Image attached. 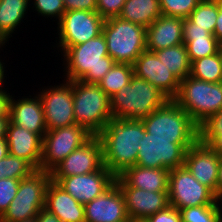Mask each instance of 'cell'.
Returning <instances> with one entry per match:
<instances>
[{
	"instance_id": "1",
	"label": "cell",
	"mask_w": 222,
	"mask_h": 222,
	"mask_svg": "<svg viewBox=\"0 0 222 222\" xmlns=\"http://www.w3.org/2000/svg\"><path fill=\"white\" fill-rule=\"evenodd\" d=\"M145 133L141 120L113 118L97 135L103 147L104 166L115 177L136 165L139 141Z\"/></svg>"
},
{
	"instance_id": "2",
	"label": "cell",
	"mask_w": 222,
	"mask_h": 222,
	"mask_svg": "<svg viewBox=\"0 0 222 222\" xmlns=\"http://www.w3.org/2000/svg\"><path fill=\"white\" fill-rule=\"evenodd\" d=\"M64 56L68 65V81L80 80L98 84L116 63L108 54L107 43L102 33L82 44L68 47Z\"/></svg>"
},
{
	"instance_id": "3",
	"label": "cell",
	"mask_w": 222,
	"mask_h": 222,
	"mask_svg": "<svg viewBox=\"0 0 222 222\" xmlns=\"http://www.w3.org/2000/svg\"><path fill=\"white\" fill-rule=\"evenodd\" d=\"M168 100L157 87L135 74L130 83L110 97L113 118L132 120L146 118Z\"/></svg>"
},
{
	"instance_id": "4",
	"label": "cell",
	"mask_w": 222,
	"mask_h": 222,
	"mask_svg": "<svg viewBox=\"0 0 222 222\" xmlns=\"http://www.w3.org/2000/svg\"><path fill=\"white\" fill-rule=\"evenodd\" d=\"M141 121L153 138L174 139L179 145H193L199 140V126L173 99Z\"/></svg>"
},
{
	"instance_id": "5",
	"label": "cell",
	"mask_w": 222,
	"mask_h": 222,
	"mask_svg": "<svg viewBox=\"0 0 222 222\" xmlns=\"http://www.w3.org/2000/svg\"><path fill=\"white\" fill-rule=\"evenodd\" d=\"M76 124L97 136L113 119L110 97L95 83L71 81Z\"/></svg>"
},
{
	"instance_id": "6",
	"label": "cell",
	"mask_w": 222,
	"mask_h": 222,
	"mask_svg": "<svg viewBox=\"0 0 222 222\" xmlns=\"http://www.w3.org/2000/svg\"><path fill=\"white\" fill-rule=\"evenodd\" d=\"M102 34L108 54L116 63L133 65L146 50V28L120 17L105 19Z\"/></svg>"
},
{
	"instance_id": "7",
	"label": "cell",
	"mask_w": 222,
	"mask_h": 222,
	"mask_svg": "<svg viewBox=\"0 0 222 222\" xmlns=\"http://www.w3.org/2000/svg\"><path fill=\"white\" fill-rule=\"evenodd\" d=\"M173 100L200 126L222 109V82L209 83L187 76Z\"/></svg>"
},
{
	"instance_id": "8",
	"label": "cell",
	"mask_w": 222,
	"mask_h": 222,
	"mask_svg": "<svg viewBox=\"0 0 222 222\" xmlns=\"http://www.w3.org/2000/svg\"><path fill=\"white\" fill-rule=\"evenodd\" d=\"M50 181V172L41 169L21 179L17 194L0 217V222H19L36 217L45 208L46 189Z\"/></svg>"
},
{
	"instance_id": "9",
	"label": "cell",
	"mask_w": 222,
	"mask_h": 222,
	"mask_svg": "<svg viewBox=\"0 0 222 222\" xmlns=\"http://www.w3.org/2000/svg\"><path fill=\"white\" fill-rule=\"evenodd\" d=\"M92 136L78 124L47 130L43 137L40 169L50 172Z\"/></svg>"
},
{
	"instance_id": "10",
	"label": "cell",
	"mask_w": 222,
	"mask_h": 222,
	"mask_svg": "<svg viewBox=\"0 0 222 222\" xmlns=\"http://www.w3.org/2000/svg\"><path fill=\"white\" fill-rule=\"evenodd\" d=\"M168 199L169 205L178 210L219 203L214 193L196 180L185 165L170 170Z\"/></svg>"
},
{
	"instance_id": "11",
	"label": "cell",
	"mask_w": 222,
	"mask_h": 222,
	"mask_svg": "<svg viewBox=\"0 0 222 222\" xmlns=\"http://www.w3.org/2000/svg\"><path fill=\"white\" fill-rule=\"evenodd\" d=\"M139 145L136 165L169 170L184 165L186 152L192 146L179 145L174 143V139L153 138L147 132Z\"/></svg>"
},
{
	"instance_id": "12",
	"label": "cell",
	"mask_w": 222,
	"mask_h": 222,
	"mask_svg": "<svg viewBox=\"0 0 222 222\" xmlns=\"http://www.w3.org/2000/svg\"><path fill=\"white\" fill-rule=\"evenodd\" d=\"M104 22L97 11H65L58 22L59 46L65 51L70 46L96 38L102 33Z\"/></svg>"
},
{
	"instance_id": "13",
	"label": "cell",
	"mask_w": 222,
	"mask_h": 222,
	"mask_svg": "<svg viewBox=\"0 0 222 222\" xmlns=\"http://www.w3.org/2000/svg\"><path fill=\"white\" fill-rule=\"evenodd\" d=\"M104 167L103 147L98 136H92L82 146L71 152L51 171V177H68L93 173Z\"/></svg>"
},
{
	"instance_id": "14",
	"label": "cell",
	"mask_w": 222,
	"mask_h": 222,
	"mask_svg": "<svg viewBox=\"0 0 222 222\" xmlns=\"http://www.w3.org/2000/svg\"><path fill=\"white\" fill-rule=\"evenodd\" d=\"M49 89L38 94L43 105L47 130L76 124L71 81L67 80L65 84Z\"/></svg>"
},
{
	"instance_id": "15",
	"label": "cell",
	"mask_w": 222,
	"mask_h": 222,
	"mask_svg": "<svg viewBox=\"0 0 222 222\" xmlns=\"http://www.w3.org/2000/svg\"><path fill=\"white\" fill-rule=\"evenodd\" d=\"M80 204H87L104 193L114 182L115 176L104 166L93 173L68 177H51Z\"/></svg>"
},
{
	"instance_id": "16",
	"label": "cell",
	"mask_w": 222,
	"mask_h": 222,
	"mask_svg": "<svg viewBox=\"0 0 222 222\" xmlns=\"http://www.w3.org/2000/svg\"><path fill=\"white\" fill-rule=\"evenodd\" d=\"M115 182L123 193L128 217L134 222H143L151 215L169 206L168 192H151L129 187L119 176Z\"/></svg>"
},
{
	"instance_id": "17",
	"label": "cell",
	"mask_w": 222,
	"mask_h": 222,
	"mask_svg": "<svg viewBox=\"0 0 222 222\" xmlns=\"http://www.w3.org/2000/svg\"><path fill=\"white\" fill-rule=\"evenodd\" d=\"M134 74L143 78L162 91L169 99H173L178 91L180 81L162 63L157 54L145 50L133 64Z\"/></svg>"
},
{
	"instance_id": "18",
	"label": "cell",
	"mask_w": 222,
	"mask_h": 222,
	"mask_svg": "<svg viewBox=\"0 0 222 222\" xmlns=\"http://www.w3.org/2000/svg\"><path fill=\"white\" fill-rule=\"evenodd\" d=\"M85 222H127L125 199L114 182L104 193L84 205Z\"/></svg>"
},
{
	"instance_id": "19",
	"label": "cell",
	"mask_w": 222,
	"mask_h": 222,
	"mask_svg": "<svg viewBox=\"0 0 222 222\" xmlns=\"http://www.w3.org/2000/svg\"><path fill=\"white\" fill-rule=\"evenodd\" d=\"M220 157L200 140L186 152L184 165L193 177L208 187L216 197Z\"/></svg>"
},
{
	"instance_id": "20",
	"label": "cell",
	"mask_w": 222,
	"mask_h": 222,
	"mask_svg": "<svg viewBox=\"0 0 222 222\" xmlns=\"http://www.w3.org/2000/svg\"><path fill=\"white\" fill-rule=\"evenodd\" d=\"M6 140L11 155L25 159L35 169H40L43 139L38 134L9 121Z\"/></svg>"
},
{
	"instance_id": "21",
	"label": "cell",
	"mask_w": 222,
	"mask_h": 222,
	"mask_svg": "<svg viewBox=\"0 0 222 222\" xmlns=\"http://www.w3.org/2000/svg\"><path fill=\"white\" fill-rule=\"evenodd\" d=\"M184 19L161 15L146 28V50L158 51L182 44Z\"/></svg>"
},
{
	"instance_id": "22",
	"label": "cell",
	"mask_w": 222,
	"mask_h": 222,
	"mask_svg": "<svg viewBox=\"0 0 222 222\" xmlns=\"http://www.w3.org/2000/svg\"><path fill=\"white\" fill-rule=\"evenodd\" d=\"M9 121L38 134L42 139L47 132L44 110L39 95L35 99L24 98L15 101L12 96L9 104Z\"/></svg>"
},
{
	"instance_id": "23",
	"label": "cell",
	"mask_w": 222,
	"mask_h": 222,
	"mask_svg": "<svg viewBox=\"0 0 222 222\" xmlns=\"http://www.w3.org/2000/svg\"><path fill=\"white\" fill-rule=\"evenodd\" d=\"M45 209L57 216L61 222H85V208L55 181L46 189Z\"/></svg>"
},
{
	"instance_id": "24",
	"label": "cell",
	"mask_w": 222,
	"mask_h": 222,
	"mask_svg": "<svg viewBox=\"0 0 222 222\" xmlns=\"http://www.w3.org/2000/svg\"><path fill=\"white\" fill-rule=\"evenodd\" d=\"M169 169L134 165L119 177L129 186L151 192H168Z\"/></svg>"
},
{
	"instance_id": "25",
	"label": "cell",
	"mask_w": 222,
	"mask_h": 222,
	"mask_svg": "<svg viewBox=\"0 0 222 222\" xmlns=\"http://www.w3.org/2000/svg\"><path fill=\"white\" fill-rule=\"evenodd\" d=\"M161 15L159 0H126L118 17L147 28Z\"/></svg>"
},
{
	"instance_id": "26",
	"label": "cell",
	"mask_w": 222,
	"mask_h": 222,
	"mask_svg": "<svg viewBox=\"0 0 222 222\" xmlns=\"http://www.w3.org/2000/svg\"><path fill=\"white\" fill-rule=\"evenodd\" d=\"M30 0H0V40L5 43L20 24Z\"/></svg>"
},
{
	"instance_id": "27",
	"label": "cell",
	"mask_w": 222,
	"mask_h": 222,
	"mask_svg": "<svg viewBox=\"0 0 222 222\" xmlns=\"http://www.w3.org/2000/svg\"><path fill=\"white\" fill-rule=\"evenodd\" d=\"M155 53L179 81L190 75L191 62L184 43L155 51Z\"/></svg>"
},
{
	"instance_id": "28",
	"label": "cell",
	"mask_w": 222,
	"mask_h": 222,
	"mask_svg": "<svg viewBox=\"0 0 222 222\" xmlns=\"http://www.w3.org/2000/svg\"><path fill=\"white\" fill-rule=\"evenodd\" d=\"M189 76L209 83L222 82V60L219 52L192 61Z\"/></svg>"
},
{
	"instance_id": "29",
	"label": "cell",
	"mask_w": 222,
	"mask_h": 222,
	"mask_svg": "<svg viewBox=\"0 0 222 222\" xmlns=\"http://www.w3.org/2000/svg\"><path fill=\"white\" fill-rule=\"evenodd\" d=\"M133 75V65L128 63H115L98 82V85L109 97H112L130 83V79Z\"/></svg>"
},
{
	"instance_id": "30",
	"label": "cell",
	"mask_w": 222,
	"mask_h": 222,
	"mask_svg": "<svg viewBox=\"0 0 222 222\" xmlns=\"http://www.w3.org/2000/svg\"><path fill=\"white\" fill-rule=\"evenodd\" d=\"M219 11V0H201L185 19L192 27L205 28L214 35Z\"/></svg>"
},
{
	"instance_id": "31",
	"label": "cell",
	"mask_w": 222,
	"mask_h": 222,
	"mask_svg": "<svg viewBox=\"0 0 222 222\" xmlns=\"http://www.w3.org/2000/svg\"><path fill=\"white\" fill-rule=\"evenodd\" d=\"M199 140L222 158V109L199 126Z\"/></svg>"
},
{
	"instance_id": "32",
	"label": "cell",
	"mask_w": 222,
	"mask_h": 222,
	"mask_svg": "<svg viewBox=\"0 0 222 222\" xmlns=\"http://www.w3.org/2000/svg\"><path fill=\"white\" fill-rule=\"evenodd\" d=\"M36 170L25 159L18 158L10 153L3 159H0V179H24Z\"/></svg>"
},
{
	"instance_id": "33",
	"label": "cell",
	"mask_w": 222,
	"mask_h": 222,
	"mask_svg": "<svg viewBox=\"0 0 222 222\" xmlns=\"http://www.w3.org/2000/svg\"><path fill=\"white\" fill-rule=\"evenodd\" d=\"M183 39L190 62L216 54L220 46L215 37Z\"/></svg>"
},
{
	"instance_id": "34",
	"label": "cell",
	"mask_w": 222,
	"mask_h": 222,
	"mask_svg": "<svg viewBox=\"0 0 222 222\" xmlns=\"http://www.w3.org/2000/svg\"><path fill=\"white\" fill-rule=\"evenodd\" d=\"M182 222H222L219 205H201L179 210Z\"/></svg>"
},
{
	"instance_id": "35",
	"label": "cell",
	"mask_w": 222,
	"mask_h": 222,
	"mask_svg": "<svg viewBox=\"0 0 222 222\" xmlns=\"http://www.w3.org/2000/svg\"><path fill=\"white\" fill-rule=\"evenodd\" d=\"M201 0H159L162 15L186 19Z\"/></svg>"
},
{
	"instance_id": "36",
	"label": "cell",
	"mask_w": 222,
	"mask_h": 222,
	"mask_svg": "<svg viewBox=\"0 0 222 222\" xmlns=\"http://www.w3.org/2000/svg\"><path fill=\"white\" fill-rule=\"evenodd\" d=\"M20 180L2 178L0 179V217L5 213L8 206L17 194Z\"/></svg>"
},
{
	"instance_id": "37",
	"label": "cell",
	"mask_w": 222,
	"mask_h": 222,
	"mask_svg": "<svg viewBox=\"0 0 222 222\" xmlns=\"http://www.w3.org/2000/svg\"><path fill=\"white\" fill-rule=\"evenodd\" d=\"M38 13L42 16H56L60 20L65 10L63 0H34Z\"/></svg>"
},
{
	"instance_id": "38",
	"label": "cell",
	"mask_w": 222,
	"mask_h": 222,
	"mask_svg": "<svg viewBox=\"0 0 222 222\" xmlns=\"http://www.w3.org/2000/svg\"><path fill=\"white\" fill-rule=\"evenodd\" d=\"M126 0H97L96 11L104 19L118 17Z\"/></svg>"
},
{
	"instance_id": "39",
	"label": "cell",
	"mask_w": 222,
	"mask_h": 222,
	"mask_svg": "<svg viewBox=\"0 0 222 222\" xmlns=\"http://www.w3.org/2000/svg\"><path fill=\"white\" fill-rule=\"evenodd\" d=\"M143 222H182L178 209L169 205L165 209L151 215Z\"/></svg>"
},
{
	"instance_id": "40",
	"label": "cell",
	"mask_w": 222,
	"mask_h": 222,
	"mask_svg": "<svg viewBox=\"0 0 222 222\" xmlns=\"http://www.w3.org/2000/svg\"><path fill=\"white\" fill-rule=\"evenodd\" d=\"M65 10H87L96 11L97 0H63Z\"/></svg>"
},
{
	"instance_id": "41",
	"label": "cell",
	"mask_w": 222,
	"mask_h": 222,
	"mask_svg": "<svg viewBox=\"0 0 222 222\" xmlns=\"http://www.w3.org/2000/svg\"><path fill=\"white\" fill-rule=\"evenodd\" d=\"M215 37L205 28L192 27L185 19L183 23V38H205Z\"/></svg>"
},
{
	"instance_id": "42",
	"label": "cell",
	"mask_w": 222,
	"mask_h": 222,
	"mask_svg": "<svg viewBox=\"0 0 222 222\" xmlns=\"http://www.w3.org/2000/svg\"><path fill=\"white\" fill-rule=\"evenodd\" d=\"M0 89V118H9V104L11 96ZM5 91V92H4Z\"/></svg>"
},
{
	"instance_id": "43",
	"label": "cell",
	"mask_w": 222,
	"mask_h": 222,
	"mask_svg": "<svg viewBox=\"0 0 222 222\" xmlns=\"http://www.w3.org/2000/svg\"><path fill=\"white\" fill-rule=\"evenodd\" d=\"M214 36L217 41L222 44V0H219V11L216 19V27L214 29Z\"/></svg>"
},
{
	"instance_id": "44",
	"label": "cell",
	"mask_w": 222,
	"mask_h": 222,
	"mask_svg": "<svg viewBox=\"0 0 222 222\" xmlns=\"http://www.w3.org/2000/svg\"><path fill=\"white\" fill-rule=\"evenodd\" d=\"M36 222H61V221L57 216L50 213L47 209L43 208L36 216Z\"/></svg>"
},
{
	"instance_id": "45",
	"label": "cell",
	"mask_w": 222,
	"mask_h": 222,
	"mask_svg": "<svg viewBox=\"0 0 222 222\" xmlns=\"http://www.w3.org/2000/svg\"><path fill=\"white\" fill-rule=\"evenodd\" d=\"M216 199L222 201V158H220V163L218 167V178L216 185Z\"/></svg>"
},
{
	"instance_id": "46",
	"label": "cell",
	"mask_w": 222,
	"mask_h": 222,
	"mask_svg": "<svg viewBox=\"0 0 222 222\" xmlns=\"http://www.w3.org/2000/svg\"><path fill=\"white\" fill-rule=\"evenodd\" d=\"M8 123H9V118H0V139L6 138Z\"/></svg>"
},
{
	"instance_id": "47",
	"label": "cell",
	"mask_w": 222,
	"mask_h": 222,
	"mask_svg": "<svg viewBox=\"0 0 222 222\" xmlns=\"http://www.w3.org/2000/svg\"><path fill=\"white\" fill-rule=\"evenodd\" d=\"M9 154L7 140L0 139V159H3L5 156Z\"/></svg>"
},
{
	"instance_id": "48",
	"label": "cell",
	"mask_w": 222,
	"mask_h": 222,
	"mask_svg": "<svg viewBox=\"0 0 222 222\" xmlns=\"http://www.w3.org/2000/svg\"><path fill=\"white\" fill-rule=\"evenodd\" d=\"M3 79H4V68H3V64L0 61V89H1V85L3 84Z\"/></svg>"
},
{
	"instance_id": "49",
	"label": "cell",
	"mask_w": 222,
	"mask_h": 222,
	"mask_svg": "<svg viewBox=\"0 0 222 222\" xmlns=\"http://www.w3.org/2000/svg\"><path fill=\"white\" fill-rule=\"evenodd\" d=\"M19 222H36V217L25 220V221H19Z\"/></svg>"
},
{
	"instance_id": "50",
	"label": "cell",
	"mask_w": 222,
	"mask_h": 222,
	"mask_svg": "<svg viewBox=\"0 0 222 222\" xmlns=\"http://www.w3.org/2000/svg\"><path fill=\"white\" fill-rule=\"evenodd\" d=\"M218 52H219L221 60H222V44H220Z\"/></svg>"
}]
</instances>
